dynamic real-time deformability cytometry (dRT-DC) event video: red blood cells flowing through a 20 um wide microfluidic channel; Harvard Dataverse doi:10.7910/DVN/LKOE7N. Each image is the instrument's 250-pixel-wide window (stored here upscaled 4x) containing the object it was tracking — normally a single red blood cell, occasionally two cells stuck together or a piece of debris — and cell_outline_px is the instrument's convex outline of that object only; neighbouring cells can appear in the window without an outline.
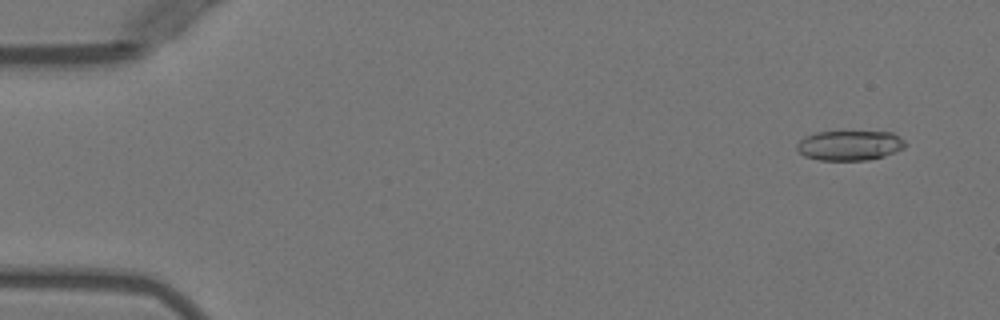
{"species": "Egyptian fruit bat (a non-hibernating species)", "species_latin": "Rousettus aegyptiacus", "temperature_condition": "warm", "stored_images_in_passage": 52, "camera_frame_rate_fps": 3000, "um_per_image_px": 0.085, "animal": {"sex": "female"}, "frame": {"image": 1, "passage_image": 4, "time_ms": 1.0, "image_size_px": [1000, 320], "cell_outline_px": [[908, 144], [904, 148], [896, 152], [884, 156], [868, 160], [820, 160], [804, 156], [796, 148], [796, 144], [804, 136], [816, 132], [892, 132], [900, 136]], "centroid_in_image_um": [72.24, 12.36], "position_along_channel_um": 12.8, "area_um2": 19.02}}
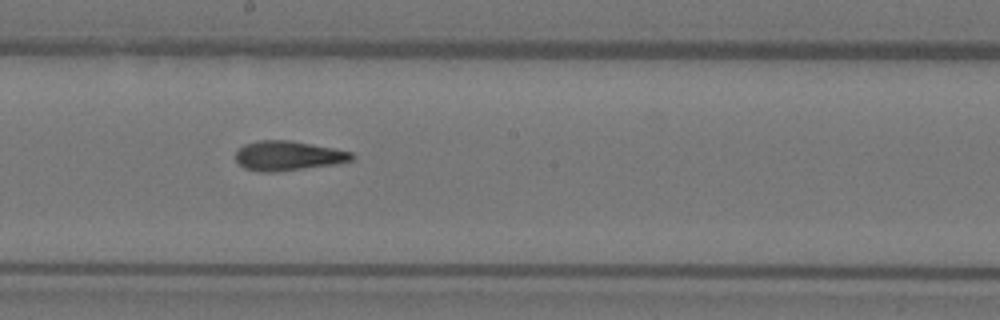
{"frame": {"image": 2, "passage_image": 29, "time_ms": 9.333, "image_size_px": [1000, 320], "cell_outline_px": [[356, 156], [352, 160], [336, 164], [276, 172], [260, 172], [244, 168], [236, 160], [236, 152], [244, 144], [256, 140], [292, 140], [352, 152]], "centroid_in_image_um": [24.48, 13.24], "position_along_channel_um": 223.7, "area_um2": 20.11}}
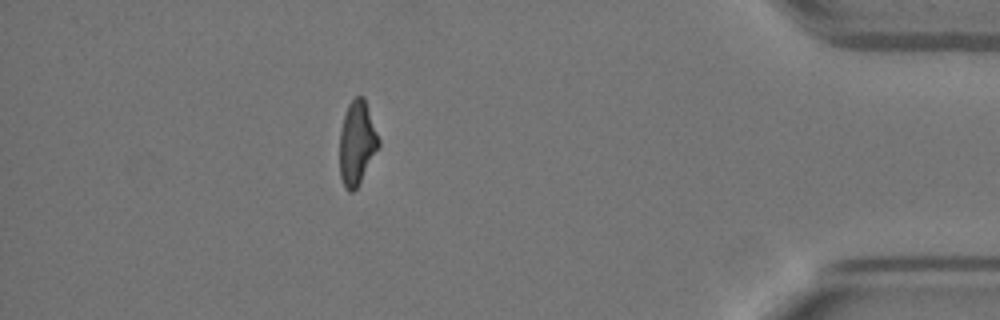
{"frame": {"image": 3, "passage_image": 46, "time_ms": 15.0, "image_size_px": [1000, 320], "cell_outline_px": [[380, 144], [356, 188], [352, 192], [348, 192], [344, 188], [340, 176], [340, 132], [344, 116], [348, 104], [356, 96], [364, 96], [380, 140]], "centroid_in_image_um": [30.33, 12.14], "position_along_channel_um": 404.9, "area_um2": 18.84}, "authors_computed_cell_mechanics": {"area_um2": 19.7965, "velocity_mm_per_s": 3.9963, "shape_relaxation_time_tau1_ms": 9.5851, "shape_relaxation_time_tau2_ms": 1.8448, "deformation_change_tau1": 0.2907, "deformation_change_tau2": 0.1119}}